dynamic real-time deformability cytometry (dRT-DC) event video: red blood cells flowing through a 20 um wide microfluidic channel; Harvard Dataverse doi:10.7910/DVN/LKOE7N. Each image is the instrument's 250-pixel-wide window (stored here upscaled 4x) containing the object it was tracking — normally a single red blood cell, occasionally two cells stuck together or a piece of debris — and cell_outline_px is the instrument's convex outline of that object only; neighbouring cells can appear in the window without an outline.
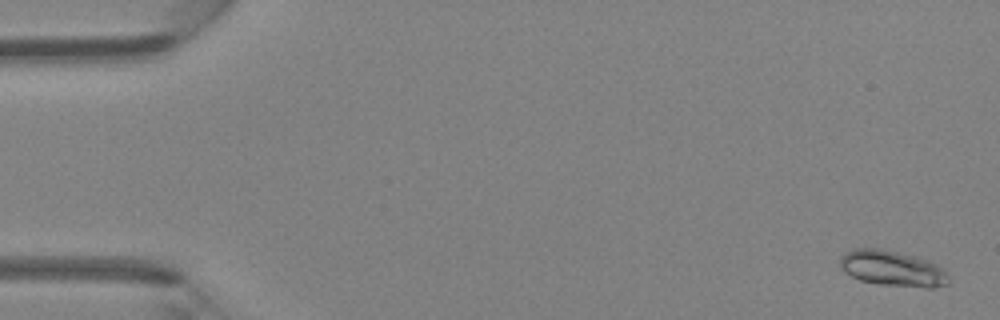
{"species": "Egyptian fruit bat (a non-hibernating species)", "species_latin": "Rousettus aegyptiacus", "temperature_condition": "room temperature", "stored_images_in_passage": 47, "camera_frame_rate_fps": 3000, "um_per_image_px": 0.085, "animal": {"sex": "female"}, "frame": {"image": 1, "passage_image": 1, "time_ms": 0.0, "image_size_px": [1000, 320], "cell_outline_px": [[948, 284], [932, 288], [924, 288], [880, 284], [860, 280], [844, 272], [840, 268], [840, 256], [844, 252], [852, 248], [880, 248], [912, 256], [936, 264], [944, 268], [948, 276]], "centroid_in_image_um": [75.82, 22.82], "position_along_channel_um": 9.2, "area_um2": 22.54}}
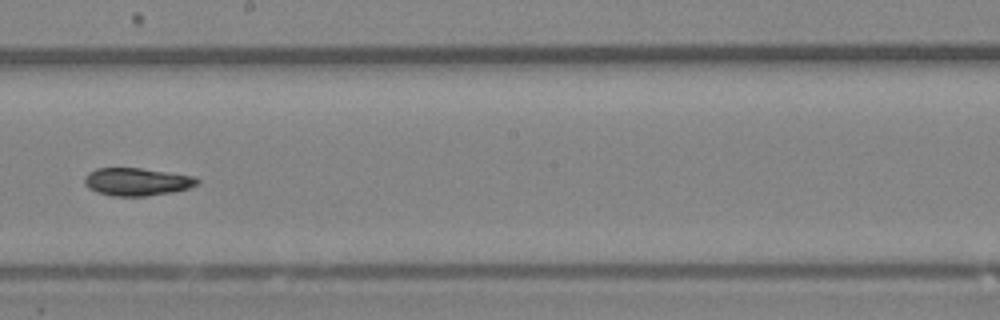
{"frame": {"image": 2, "passage_image": 27, "time_ms": 8.667, "image_size_px": [1000, 320], "cell_outline_px": [[200, 184], [188, 188], [172, 192], [144, 196], [112, 196], [96, 192], [88, 188], [84, 184], [84, 176], [88, 172], [96, 168], [140, 168], [196, 176], [200, 180]], "centroid_in_image_um": [11.63, 15.44], "position_along_channel_um": 236.6, "area_um2": 18.44}}
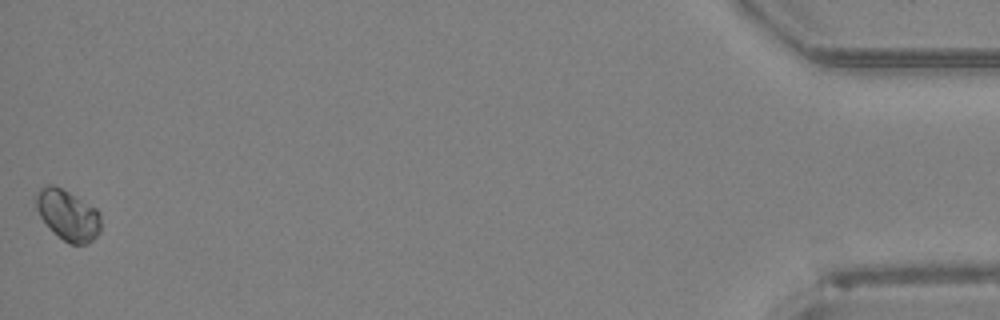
{"frame": {"image": 3, "passage_image": 47, "time_ms": 15.333, "image_size_px": [1000, 320], "cell_outline_px": [[100, 232], [88, 244], [68, 244], [40, 216], [36, 208], [36, 196], [40, 188], [48, 184], [52, 184], [68, 192], [96, 208], [100, 212]], "centroid_in_image_um": [5.79, 18.28], "position_along_channel_um": 429.4, "area_um2": 18.67}, "authors_computed_cell_mechanics": {"area_um2": 18.785, "velocity_mm_per_s": 4.2799, "shape_relaxation_time_tau1_ms": 3.5813, "shape_relaxation_time_tau2_ms": null, "deformation_change_tau1": 0.1021, "deformation_change_tau2": null}}